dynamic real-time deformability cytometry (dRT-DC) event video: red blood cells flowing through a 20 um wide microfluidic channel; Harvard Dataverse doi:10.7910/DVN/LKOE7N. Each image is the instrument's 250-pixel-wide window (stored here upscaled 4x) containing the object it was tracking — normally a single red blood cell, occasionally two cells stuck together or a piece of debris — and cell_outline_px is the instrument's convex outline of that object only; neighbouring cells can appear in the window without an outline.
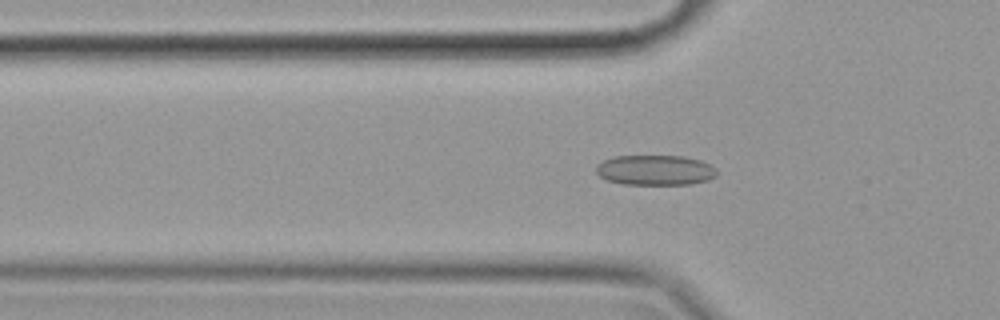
{"species": "common noctule bat (a hibernating species)", "species_latin": "Nyctalus noctula", "temperature_condition": "cold", "stored_images_in_passage": 56, "camera_frame_rate_fps": 3000, "um_per_image_px": 0.085, "animal": {"sex": "female", "body_mass_g": 19.9}, "frame": {"image": 1, "passage_image": 17, "time_ms": 5.333, "image_size_px": [1000, 320], "cell_outline_px": [[716, 176], [708, 180], [692, 184], [624, 184], [608, 180], [600, 176], [596, 172], [596, 164], [604, 160], [616, 156], [684, 156], [700, 160], [716, 168]], "centroid_in_image_um": [55.7, 14.46], "position_along_channel_um": 70.1, "area_um2": 21.15}}
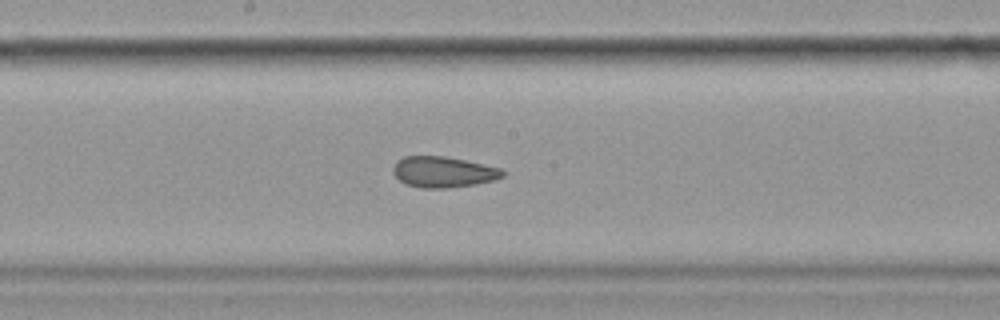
{"frame": {"image": 2, "passage_image": 29, "time_ms": 9.333, "image_size_px": [1000, 320], "cell_outline_px": [[504, 176], [496, 180], [476, 184], [444, 188], [420, 188], [404, 184], [392, 172], [392, 168], [396, 160], [404, 156], [444, 156], [484, 164], [500, 168], [504, 172]], "centroid_in_image_um": [37.65, 14.62], "position_along_channel_um": 210.5, "area_um2": 19.83}}
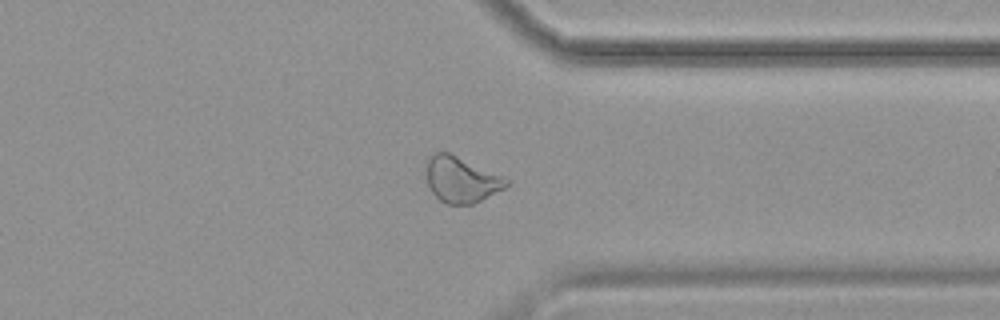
{"frame": {"image": 3, "passage_image": 43, "time_ms": 14.0, "image_size_px": [1000, 320], "cell_outline_px": [[508, 184], [504, 188], [472, 204], [444, 204], [432, 192], [428, 184], [424, 164], [424, 160], [432, 152], [448, 152], [500, 176], [508, 180]], "centroid_in_image_um": [39.1, 15.25], "position_along_channel_um": 372.3, "area_um2": 21.1}, "authors_computed_cell_mechanics": {"area_um2": 21.0681, "velocity_mm_per_s": 3.5048, "shape_relaxation_time_tau1_ms": null, "shape_relaxation_time_tau2_ms": 2.3798, "deformation_change_tau1": null, "deformation_change_tau2": 0.0802}}